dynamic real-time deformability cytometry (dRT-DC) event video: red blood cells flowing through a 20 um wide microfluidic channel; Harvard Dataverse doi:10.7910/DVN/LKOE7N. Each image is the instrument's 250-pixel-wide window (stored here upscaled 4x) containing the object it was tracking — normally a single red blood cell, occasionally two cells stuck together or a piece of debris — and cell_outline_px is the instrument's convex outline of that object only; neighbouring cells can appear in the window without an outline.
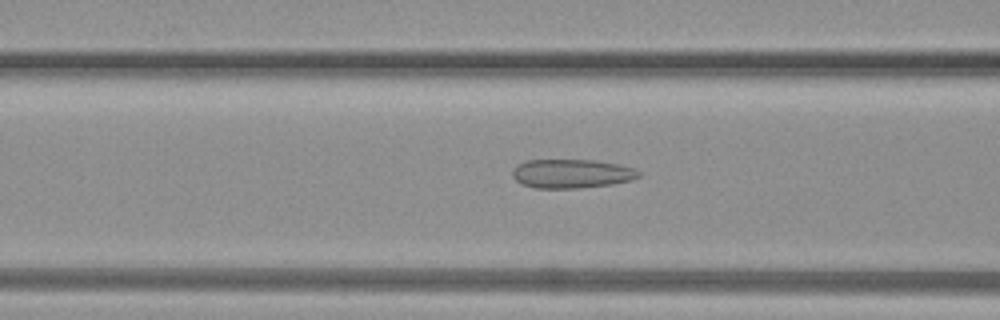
{"species": "common noctule bat (a hibernating species)", "species_latin": "Nyctalus noctula", "temperature_condition": "warm", "stored_images_in_passage": 44, "camera_frame_rate_fps": 3000, "um_per_image_px": 0.085, "animal": {"sex": "female", "body_mass_g": 19.3, "forearm_length_mm": 54.1}, "frame": {"image": 1, "passage_image": 17, "time_ms": 5.333, "image_size_px": [1000, 320], "cell_outline_px": [[640, 176], [632, 180], [612, 184], [576, 188], [532, 188], [520, 184], [512, 176], [512, 168], [516, 164], [524, 160], [592, 160], [616, 164], [636, 168], [640, 172]], "centroid_in_image_um": [48.54, 14.76], "position_along_channel_um": 118.1, "area_um2": 21.5}}
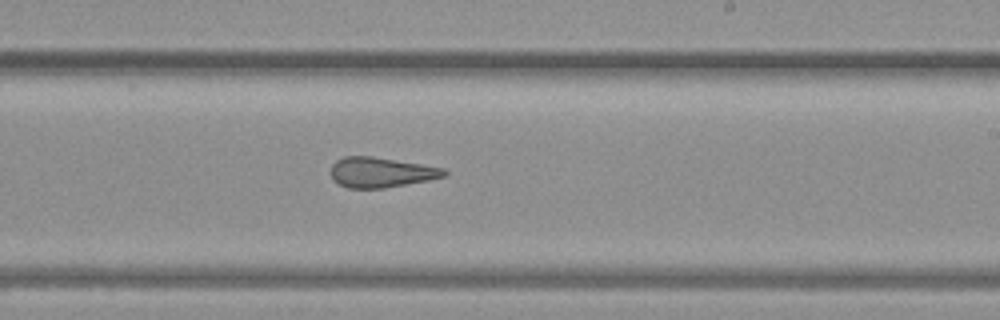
{"frame": {"image": 2, "passage_image": 26, "time_ms": 8.333, "image_size_px": [1000, 320], "cell_outline_px": [[448, 176], [428, 180], [384, 188], [348, 188], [340, 184], [332, 176], [332, 164], [336, 160], [344, 156], [372, 156], [444, 168], [448, 172]], "centroid_in_image_um": [32.42, 14.64], "position_along_channel_um": 256.6, "area_um2": 19.71}}
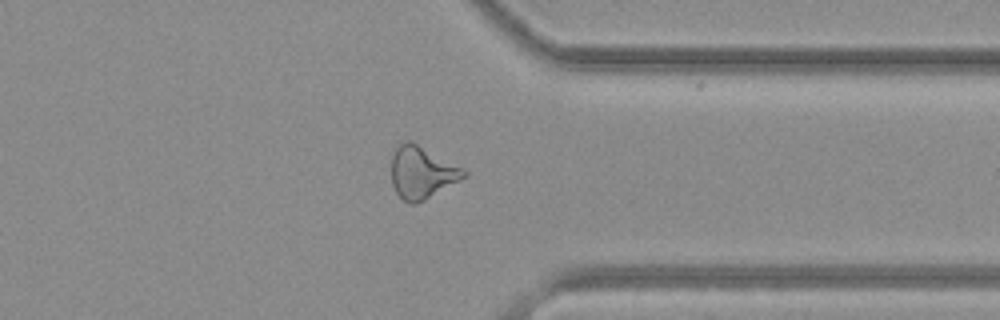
{"frame": {"image": 3, "passage_image": 34, "time_ms": 11.0, "image_size_px": [1000, 320], "cell_outline_px": [[468, 176], [424, 200], [416, 204], [412, 204], [404, 200], [396, 192], [392, 184], [392, 156], [396, 148], [404, 140], [412, 140], [464, 168], [468, 172]], "centroid_in_image_um": [35.88, 14.64], "position_along_channel_um": 375.5, "area_um2": 22.2}}